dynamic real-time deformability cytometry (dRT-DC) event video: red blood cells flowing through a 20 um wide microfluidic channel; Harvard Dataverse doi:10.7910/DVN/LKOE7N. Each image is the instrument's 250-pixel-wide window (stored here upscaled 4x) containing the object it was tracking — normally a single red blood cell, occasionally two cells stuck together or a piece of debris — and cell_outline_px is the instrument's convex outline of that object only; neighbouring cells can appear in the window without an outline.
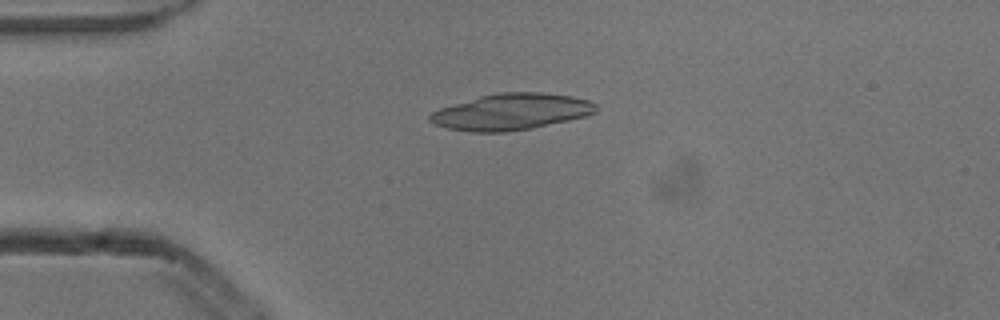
{"species": "common noctule bat (a hibernating species)", "species_latin": "Nyctalus noctula", "temperature_condition": "cold", "stored_images_in_passage": 4, "camera_frame_rate_fps": 3000, "um_per_image_px": 0.085, "animal": {"sex": "male", "body_mass_g": 13.3}, "frame": {"image": 1, "passage_image": 4, "time_ms": 1.0, "image_size_px": [1000, 320], "cell_outline_px": [[596, 112], [588, 116], [532, 128], [508, 132], [472, 132], [448, 128], [436, 124], [428, 120], [428, 116], [432, 112], [440, 108], [480, 96], [496, 92], [544, 92], [572, 96], [588, 100], [596, 104]], "centroid_in_image_um": [43.48, 9.5], "position_along_channel_um": 41.5, "area_um2": 35.2}}